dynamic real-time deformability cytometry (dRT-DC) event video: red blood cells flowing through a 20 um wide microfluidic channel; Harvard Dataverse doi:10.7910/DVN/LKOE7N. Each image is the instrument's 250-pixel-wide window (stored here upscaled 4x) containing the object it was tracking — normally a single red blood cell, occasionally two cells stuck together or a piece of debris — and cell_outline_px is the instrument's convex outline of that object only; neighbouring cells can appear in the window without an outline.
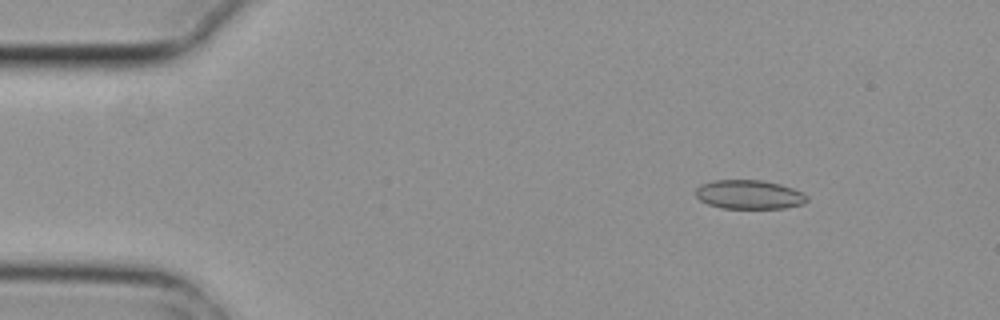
{"species": "common noctule bat (a hibernating species)", "species_latin": "Nyctalus noctula", "temperature_condition": "cold", "stored_images_in_passage": 8, "camera_frame_rate_fps": 3000, "um_per_image_px": 0.085, "animal": {"sex": "female", "body_mass_g": 29.2, "forearm_length_mm": 56.3}, "frame": {"image": 1, "passage_image": 1, "time_ms": 0.0, "image_size_px": [1000, 320], "cell_outline_px": [[808, 200], [804, 204], [784, 208], [720, 208], [708, 204], [700, 200], [696, 196], [696, 188], [700, 184], [712, 180], [764, 180], [780, 184], [804, 192], [808, 196]], "centroid_in_image_um": [63.69, 16.53], "position_along_channel_um": 21.3, "area_um2": 19.02}}
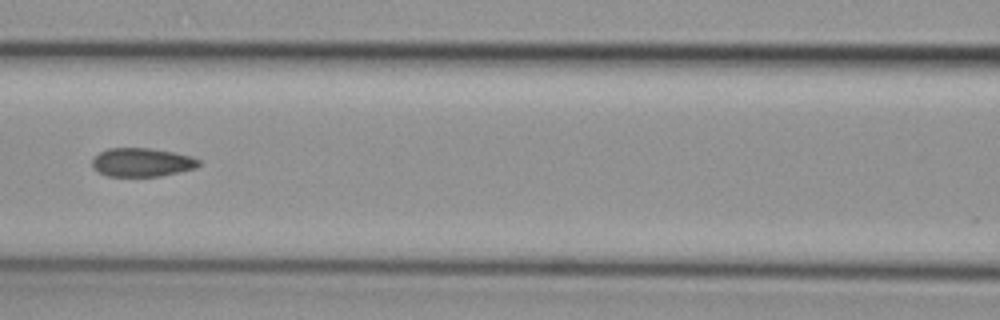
{"frame": {"image": 2, "passage_image": 5, "time_ms": 1.333, "image_size_px": [1000, 320], "cell_outline_px": [[200, 164], [196, 168], [180, 172], [160, 176], [108, 176], [96, 172], [92, 168], [92, 160], [100, 152], [108, 148], [148, 148], [172, 152], [192, 156], [200, 160]], "centroid_in_image_um": [12.05, 13.8], "position_along_channel_um": 154.5, "area_um2": 17.86}}
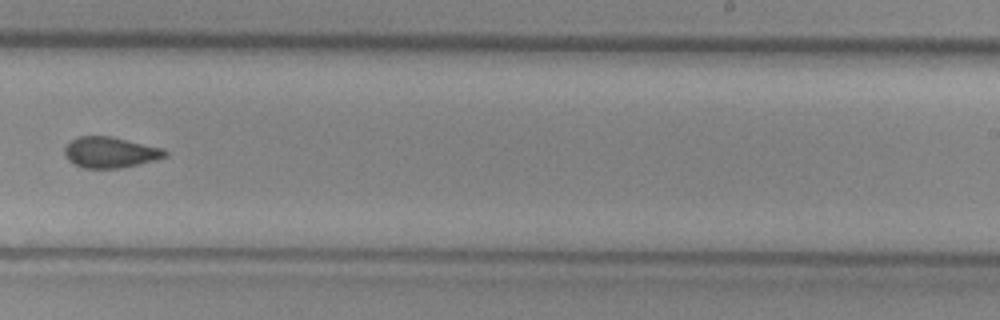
{"frame": {"image": 3, "passage_image": 8, "time_ms": 2.333, "image_size_px": [1000, 320], "cell_outline_px": [[168, 156], [156, 160], [120, 168], [84, 168], [72, 164], [64, 156], [64, 148], [72, 140], [80, 136], [112, 136], [164, 148], [168, 152]], "centroid_in_image_um": [9.39, 12.95], "position_along_channel_um": 279.6, "area_um2": 18.26}}